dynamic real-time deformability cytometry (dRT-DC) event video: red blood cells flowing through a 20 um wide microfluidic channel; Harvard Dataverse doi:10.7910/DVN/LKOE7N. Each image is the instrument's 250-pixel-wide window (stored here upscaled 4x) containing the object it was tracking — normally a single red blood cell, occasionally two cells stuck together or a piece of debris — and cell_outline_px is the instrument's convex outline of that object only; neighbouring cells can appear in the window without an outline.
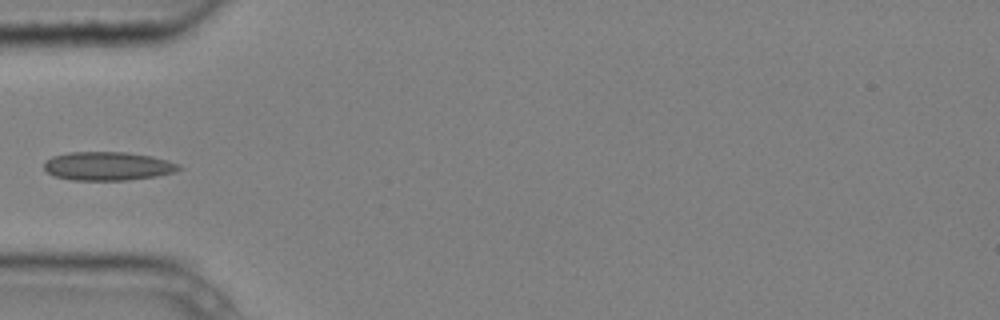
{"species": "common noctule bat (a hibernating species)", "species_latin": "Nyctalus noctula", "temperature_condition": "cold", "stored_images_in_passage": 2, "camera_frame_rate_fps": 3000, "um_per_image_px": 0.085, "animal": {"sex": "male", "body_mass_g": 20.4}, "frame": {"image": 1, "passage_image": 1, "time_ms": 0.0, "image_size_px": [1000, 320], "cell_outline_px": [[184, 168], [176, 172], [156, 176], [128, 180], [72, 180], [52, 176], [44, 168], [44, 164], [52, 156], [68, 152], [124, 152], [152, 156], [168, 160], [180, 164]], "centroid_in_image_um": [9.2, 14.12], "position_along_channel_um": 75.8, "area_um2": 22.66}}
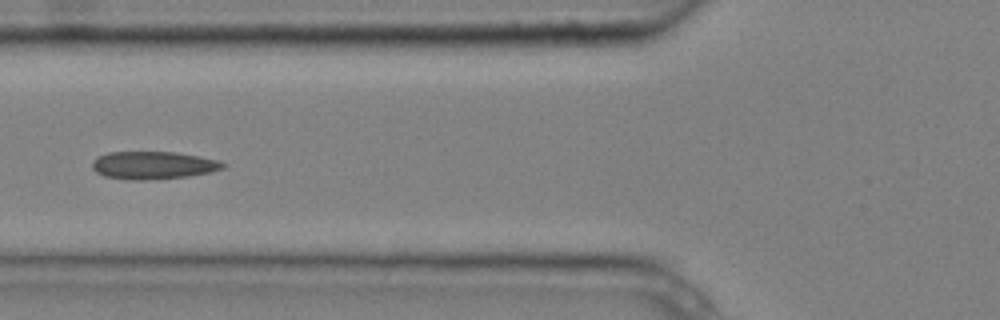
{"frame": {"image": 2, "passage_image": 2, "time_ms": 0.333, "image_size_px": [1000, 320], "cell_outline_px": [[228, 164], [224, 168], [212, 172], [188, 176], [144, 180], [128, 180], [104, 176], [96, 172], [92, 168], [92, 160], [96, 156], [108, 152], [176, 152], [200, 156], [220, 160]], "centroid_in_image_um": [13.03, 14.04], "position_along_channel_um": 112.8, "area_um2": 21.44}}